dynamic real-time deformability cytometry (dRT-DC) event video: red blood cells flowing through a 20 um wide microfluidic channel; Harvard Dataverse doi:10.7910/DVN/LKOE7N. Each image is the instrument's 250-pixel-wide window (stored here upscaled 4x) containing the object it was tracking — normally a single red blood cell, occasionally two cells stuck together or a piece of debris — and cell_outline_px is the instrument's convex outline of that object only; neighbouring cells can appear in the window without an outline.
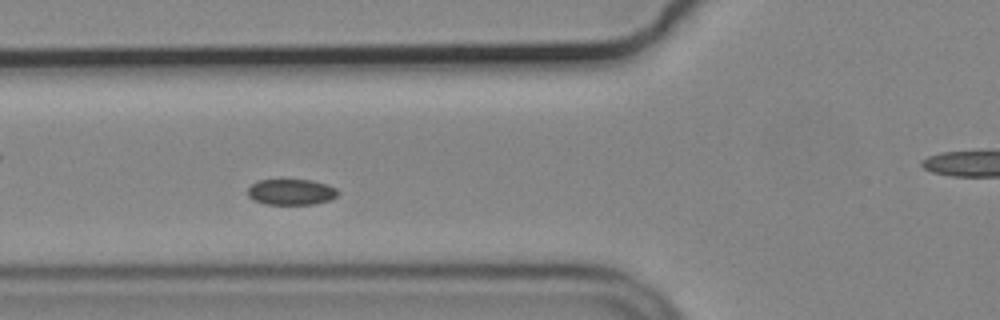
{"species": "common noctule bat (a hibernating species)", "species_latin": "Nyctalus noctula", "temperature_condition": "cold", "stored_images_in_passage": 49, "camera_frame_rate_fps": 3000, "um_per_image_px": 0.085, "animal": {"sex": "male", "body_mass_g": 19.2, "forearm_length_mm": 51.8}, "frame": {"image": 1, "passage_image": 13, "time_ms": 4.0, "image_size_px": [1000, 320], "cell_outline_px": [[340, 192], [336, 196], [328, 200], [312, 204], [264, 204], [252, 200], [248, 196], [248, 188], [252, 184], [260, 180], [312, 180], [328, 184], [336, 188]], "centroid_in_image_um": [24.75, 16.32], "position_along_channel_um": 101.1, "area_um2": 13.58}}
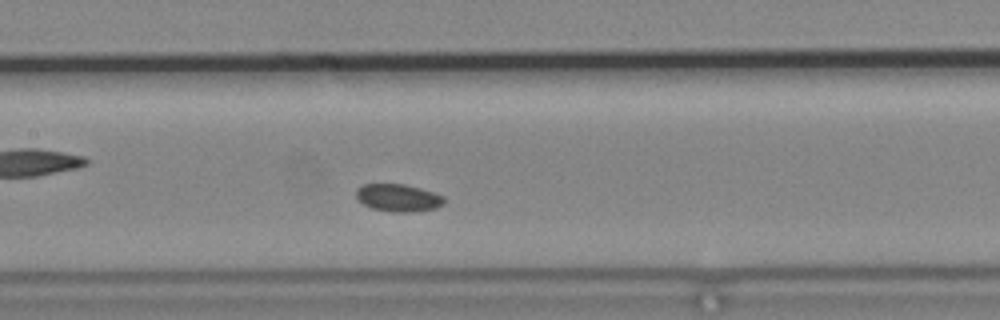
{"frame": {"image": 2, "passage_image": 19, "time_ms": 6.0, "image_size_px": [1000, 320], "cell_outline_px": [[444, 204], [436, 208], [404, 212], [396, 212], [372, 208], [356, 200], [356, 188], [364, 184], [404, 184], [420, 188], [444, 196]], "centroid_in_image_um": [33.82, 16.8], "position_along_channel_um": 173.6, "area_um2": 13.99}}
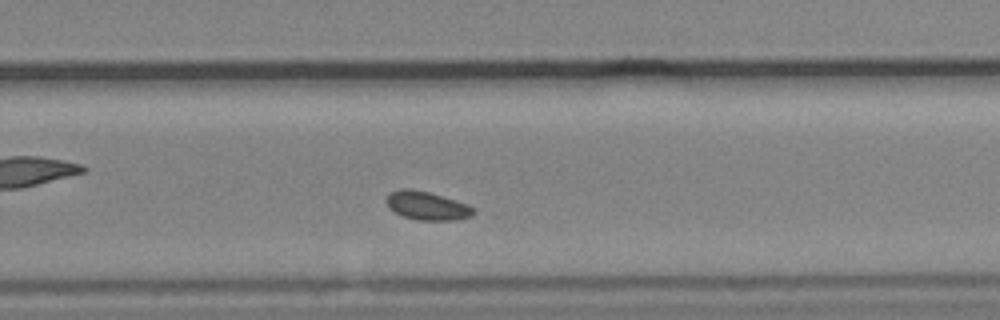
{"frame": {"image": 3, "passage_image": 29, "time_ms": 9.333, "image_size_px": [1000, 320], "cell_outline_px": [[476, 212], [472, 216], [456, 220], [416, 220], [404, 216], [388, 208], [384, 200], [388, 192], [400, 188], [408, 188], [428, 192], [456, 200], [468, 204], [476, 208]], "centroid_in_image_um": [36.28, 17.48], "position_along_channel_um": 293.5, "area_um2": 14.74}, "authors_computed_cell_mechanics": {"area_um2": 14.3344, "velocity_mm_per_s": 3.6122, "shape_relaxation_time_tau1_ms": null, "shape_relaxation_time_tau2_ms": 5.1276, "deformation_change_tau1": null, "deformation_change_tau2": 0.0599}}